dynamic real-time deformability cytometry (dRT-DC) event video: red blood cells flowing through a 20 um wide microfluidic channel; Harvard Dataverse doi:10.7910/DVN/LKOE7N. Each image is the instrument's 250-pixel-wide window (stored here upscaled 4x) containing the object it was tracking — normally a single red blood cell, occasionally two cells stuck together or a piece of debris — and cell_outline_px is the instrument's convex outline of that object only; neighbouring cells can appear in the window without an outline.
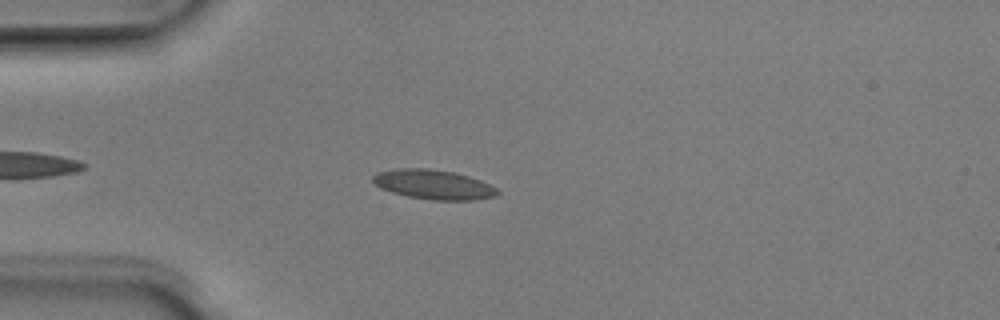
{"species": "Egyptian fruit bat (a non-hibernating species)", "species_latin": "Rousettus aegyptiacus", "temperature_condition": "room temperature", "stored_images_in_passage": 32, "camera_frame_rate_fps": 3000, "um_per_image_px": 0.085, "animal": {"sex": "male"}, "frame": {"image": 1, "passage_image": 1, "time_ms": 0.0, "image_size_px": [1000, 320], "cell_outline_px": [[500, 192], [496, 196], [472, 200], [432, 200], [408, 196], [392, 192], [380, 188], [372, 180], [372, 176], [376, 172], [396, 168], [428, 168], [456, 172], [480, 180], [496, 188]], "centroid_in_image_um": [36.83, 15.67], "position_along_channel_um": 48.2, "area_um2": 21.5}}
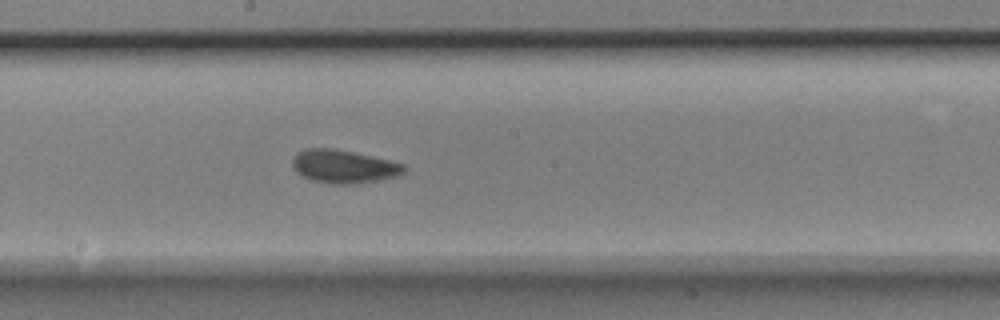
{"frame": {"image": 2, "passage_image": 15, "time_ms": 4.667, "image_size_px": [1000, 320], "cell_outline_px": [[404, 172], [396, 176], [376, 180], [352, 184], [328, 184], [312, 180], [296, 172], [292, 164], [292, 160], [304, 148], [332, 148], [352, 152], [388, 160], [404, 164]], "centroid_in_image_um": [29.18, 14.15], "position_along_channel_um": 219.0, "area_um2": 21.21}}
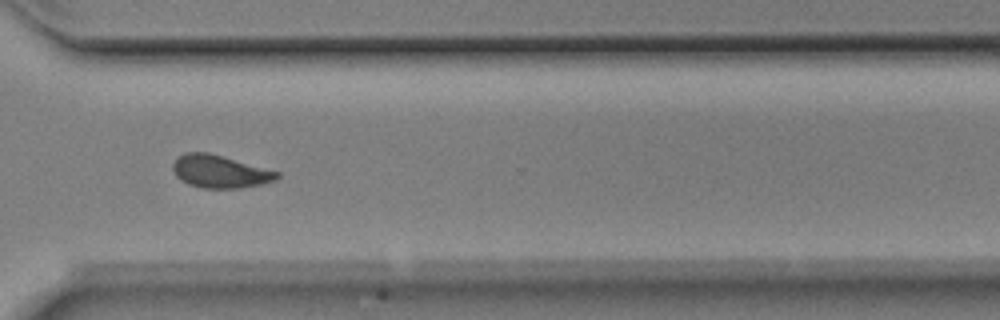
{"frame": {"image": 3, "passage_image": 25, "time_ms": 8.0, "image_size_px": [1000, 320], "cell_outline_px": [[280, 176], [276, 180], [260, 184], [240, 188], [204, 188], [188, 184], [180, 180], [176, 176], [172, 168], [172, 164], [184, 152], [208, 152], [280, 172]], "centroid_in_image_um": [18.68, 14.58], "position_along_channel_um": 351.9, "area_um2": 19.77}, "authors_computed_cell_mechanics": {"area_um2": 20.4323, "velocity_mm_per_s": 3.9774, "shape_relaxation_time_tau1_ms": 3.8921, "shape_relaxation_time_tau2_ms": 1.6892, "deformation_change_tau1": 0.1002, "deformation_change_tau2": 0.0837}}